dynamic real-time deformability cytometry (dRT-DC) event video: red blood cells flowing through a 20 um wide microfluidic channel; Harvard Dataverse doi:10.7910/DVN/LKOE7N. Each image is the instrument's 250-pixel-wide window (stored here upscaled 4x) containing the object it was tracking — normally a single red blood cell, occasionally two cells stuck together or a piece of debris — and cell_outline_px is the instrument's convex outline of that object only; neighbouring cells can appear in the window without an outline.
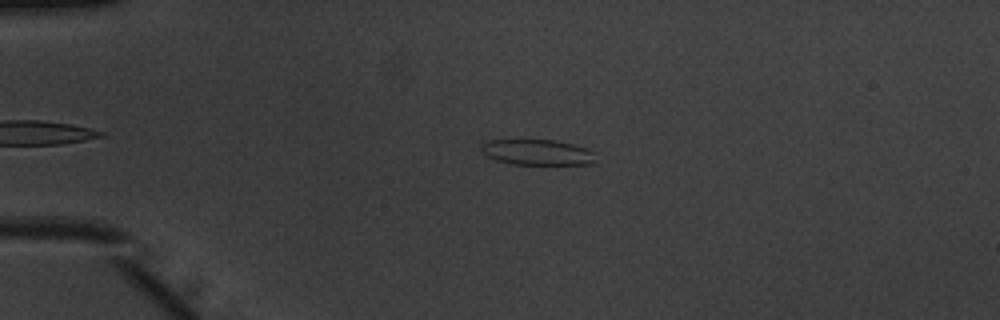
{"species": "common noctule bat (a hibernating species)", "species_latin": "Nyctalus noctula", "temperature_condition": "warm", "stored_images_in_passage": 38, "camera_frame_rate_fps": 3000, "um_per_image_px": 0.085, "animal": {"sex": "male", "body_mass_g": 20.1, "forearm_length_mm": 53.5}, "frame": {"image": 1, "passage_image": 4, "time_ms": 1.0, "image_size_px": [1000, 320], "cell_outline_px": [[596, 164], [512, 164], [496, 160], [488, 156], [480, 148], [484, 140], [556, 140], [572, 144], [596, 152]], "centroid_in_image_um": [45.71, 12.94], "position_along_channel_um": 39.3, "area_um2": 17.11}}
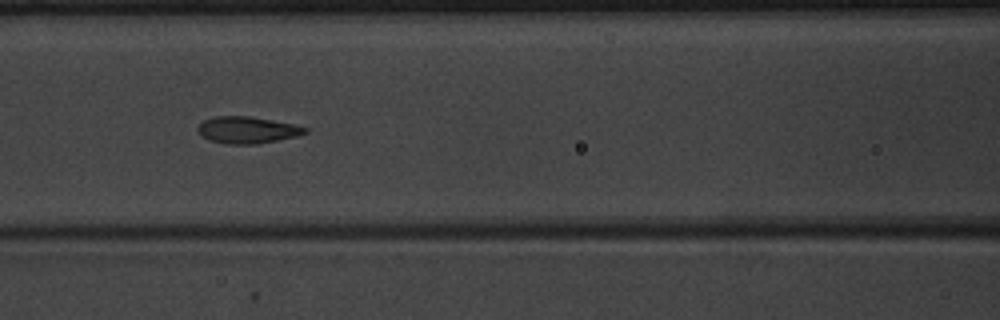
{"frame": {"image": 2, "passage_image": 15, "time_ms": 4.667, "image_size_px": [1000, 320], "cell_outline_px": [[308, 132], [296, 136], [256, 144], [228, 144], [212, 140], [204, 136], [196, 128], [204, 120], [216, 116], [248, 116], [272, 120], [292, 124], [308, 128]], "centroid_in_image_um": [21.03, 11.04], "position_along_channel_um": 145.6, "area_um2": 16.36}}
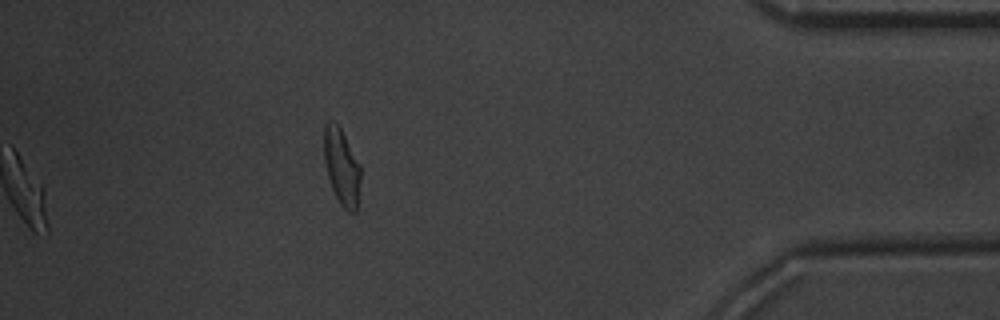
{"frame": {"image": 3, "passage_image": 38, "time_ms": 12.333, "image_size_px": [1000, 320], "cell_outline_px": [[360, 180], [356, 212], [348, 212], [340, 204], [332, 188], [328, 176], [324, 160], [324, 124], [328, 120], [336, 124], [340, 128], [360, 164]], "centroid_in_image_um": [29.03, 14.18], "position_along_channel_um": 406.2, "area_um2": 16.07}, "authors_computed_cell_mechanics": {"area_um2": 16.7909, "velocity_mm_per_s": 3.939, "shape_relaxation_time_tau1_ms": 3.289, "shape_relaxation_time_tau2_ms": 1.1094, "deformation_change_tau1": 0.1545, "deformation_change_tau2": 0.0634}}